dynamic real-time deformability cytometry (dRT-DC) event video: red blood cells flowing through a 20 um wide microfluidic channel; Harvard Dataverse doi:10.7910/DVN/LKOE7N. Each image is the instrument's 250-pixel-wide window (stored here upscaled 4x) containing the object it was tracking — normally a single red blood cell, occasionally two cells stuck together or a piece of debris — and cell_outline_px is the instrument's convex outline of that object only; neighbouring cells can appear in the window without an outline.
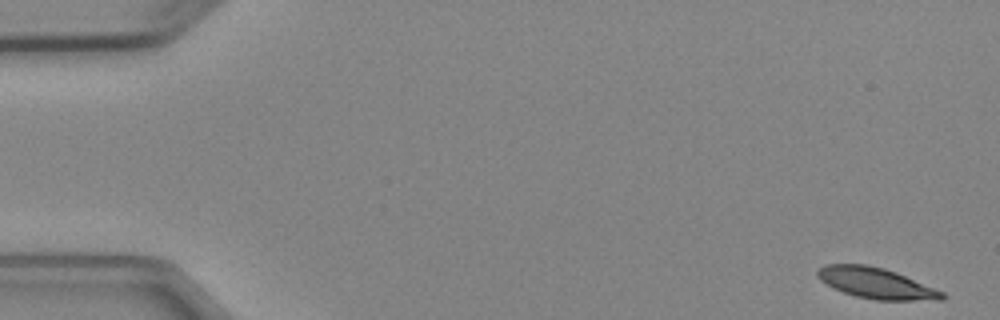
{"species": "Egyptian fruit bat (a non-hibernating species)", "species_latin": "Rousettus aegyptiacus", "temperature_condition": "cold", "stored_images_in_passage": 4, "camera_frame_rate_fps": 3000, "um_per_image_px": 0.085, "animal": {"sex": "female"}, "frame": {"image": 1, "passage_image": 1, "time_ms": 0.0, "image_size_px": [1000, 320], "cell_outline_px": [[948, 296], [944, 300], [876, 300], [856, 296], [844, 292], [820, 280], [816, 276], [816, 272], [824, 264], [868, 264], [884, 268], [896, 272], [944, 292]], "centroid_in_image_um": [74.5, 24.06], "position_along_channel_um": 10.5, "area_um2": 22.31}}
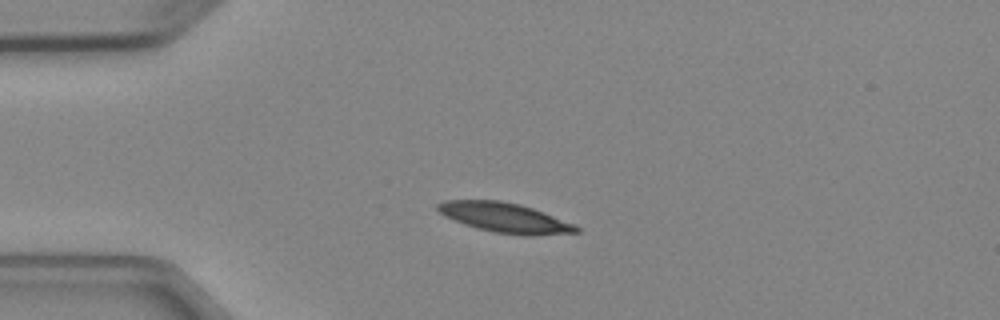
{"frame": {"image": 2, "passage_image": 4, "time_ms": 3.667, "image_size_px": [1000, 320], "cell_outline_px": [[580, 232], [532, 236], [524, 236], [496, 232], [476, 228], [464, 224], [444, 216], [436, 208], [436, 204], [444, 200], [500, 200], [520, 204], [544, 212], [576, 224], [580, 228]], "centroid_in_image_um": [42.94, 18.5], "position_along_channel_um": 42.1, "area_um2": 24.22}}